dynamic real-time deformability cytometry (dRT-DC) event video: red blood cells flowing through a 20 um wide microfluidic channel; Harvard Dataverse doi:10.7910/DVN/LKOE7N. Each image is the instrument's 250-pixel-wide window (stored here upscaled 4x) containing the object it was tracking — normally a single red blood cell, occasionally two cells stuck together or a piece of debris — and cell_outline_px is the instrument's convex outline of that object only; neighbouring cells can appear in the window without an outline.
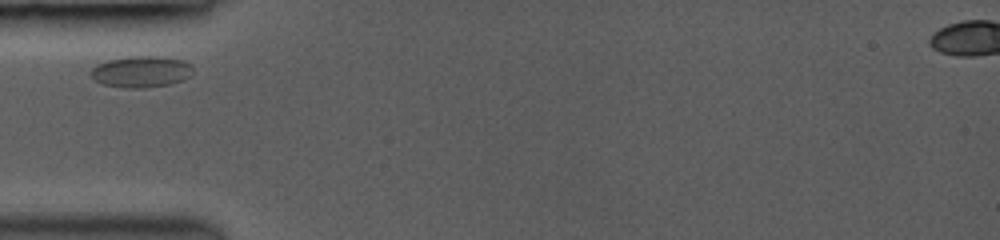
{"species": "common noctule bat (a hibernating species)", "species_latin": "Nyctalus noctula", "temperature_condition": "room temperature", "stored_images_in_passage": 4, "segment_of_instrument_passage": [1, 2], "camera_frame_rate_fps": 3000, "um_per_image_px": 0.085, "animal": {"sex": "female", "body_mass_g": 19.0, "forearm_length_mm": 53.3}, "frame": {"image": 1, "passage_image": 1, "time_ms": 0.0, "image_size_px": [1000, 240], "cell_outline_px": [[192, 72], [188, 76], [180, 80], [168, 84], [144, 88], [128, 88], [104, 84], [96, 80], [88, 72], [96, 64], [108, 60], [128, 56], [156, 56], [180, 60], [192, 64]], "centroid_in_image_um": [11.96, 6.08], "position_along_channel_um": 73.0, "area_um2": 18.44}}
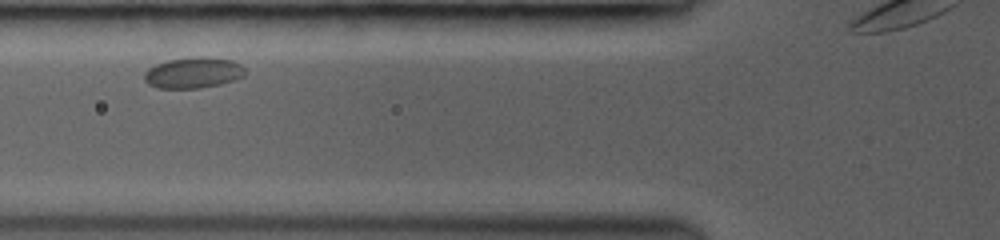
{"frame": {"image": 2, "passage_image": 2, "time_ms": 1.0, "image_size_px": [1000, 240], "cell_outline_px": [[248, 72], [244, 76], [220, 84], [200, 88], [156, 88], [148, 84], [144, 80], [144, 72], [148, 68], [156, 64], [168, 60], [192, 56], [208, 56], [232, 60], [240, 64]], "centroid_in_image_um": [16.43, 6.17], "position_along_channel_um": 109.4, "area_um2": 18.44}}